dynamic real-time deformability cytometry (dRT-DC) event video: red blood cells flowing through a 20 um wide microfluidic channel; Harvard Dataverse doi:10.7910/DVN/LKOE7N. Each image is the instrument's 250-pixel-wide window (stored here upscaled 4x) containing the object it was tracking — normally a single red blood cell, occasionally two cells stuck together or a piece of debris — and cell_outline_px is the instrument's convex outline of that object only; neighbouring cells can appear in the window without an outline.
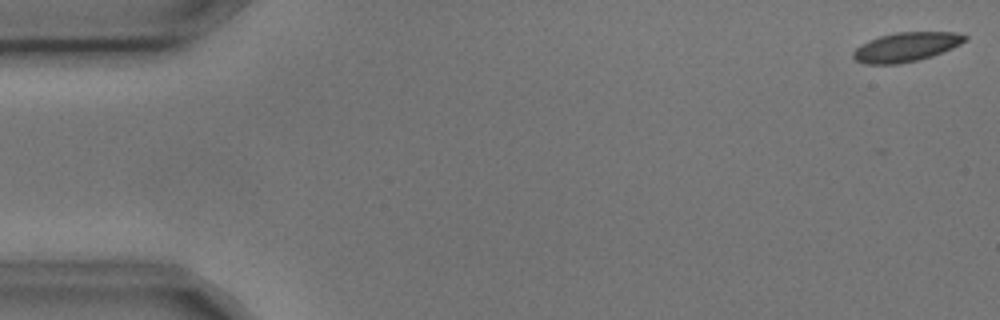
{"species": "common noctule bat (a hibernating species)", "species_latin": "Nyctalus noctula", "temperature_condition": "cold", "stored_images_in_passage": 6, "camera_frame_rate_fps": 3000, "um_per_image_px": 0.085, "animal": {"sex": "male", "body_mass_g": 17.9, "forearm_length_mm": 54.2}, "frame": {"image": 1, "passage_image": 1, "time_ms": 0.0, "image_size_px": [1000, 320], "cell_outline_px": [[968, 40], [952, 48], [932, 56], [900, 64], [864, 64], [856, 60], [852, 56], [852, 52], [860, 44], [868, 40], [880, 36], [896, 32], [956, 32], [968, 36]], "centroid_in_image_um": [77.01, 3.99], "position_along_channel_um": 8.0, "area_um2": 19.13}}
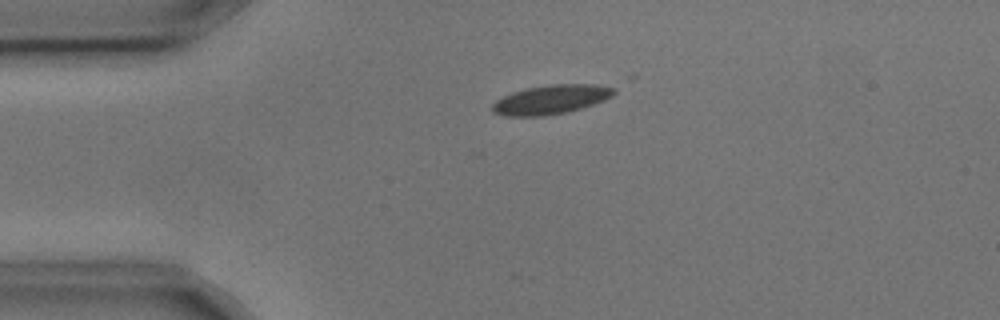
{"frame": {"image": 2, "passage_image": 4, "time_ms": 1.0, "image_size_px": [1000, 320], "cell_outline_px": [[616, 92], [612, 96], [604, 100], [580, 108], [564, 112], [544, 116], [504, 116], [492, 112], [492, 104], [496, 100], [512, 92], [524, 88], [548, 84], [596, 84], [616, 88]], "centroid_in_image_um": [46.81, 8.45], "position_along_channel_um": 38.2, "area_um2": 20.69}}